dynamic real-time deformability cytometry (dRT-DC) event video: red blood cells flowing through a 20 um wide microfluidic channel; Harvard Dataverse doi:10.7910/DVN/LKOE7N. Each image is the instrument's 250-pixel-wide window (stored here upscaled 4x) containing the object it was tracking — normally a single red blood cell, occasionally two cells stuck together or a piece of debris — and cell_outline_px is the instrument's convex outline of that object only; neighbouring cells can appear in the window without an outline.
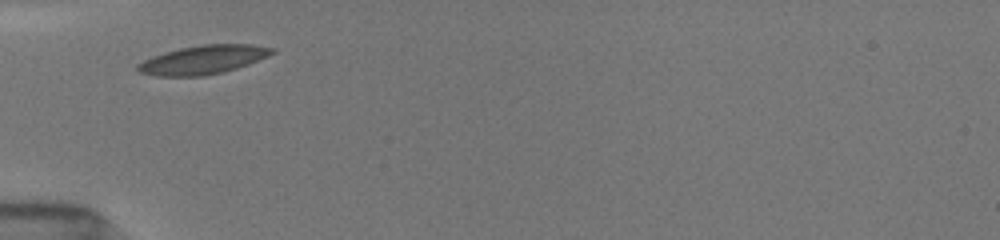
{"species": "common noctule bat (a hibernating species)", "species_latin": "Nyctalus noctula", "temperature_condition": "room temperature", "stored_images_in_passage": 50, "camera_frame_rate_fps": 3000, "um_per_image_px": 0.085, "animal": {"sex": "female", "body_mass_g": 19.5, "forearm_length_mm": 54.1}, "frame": {"image": 1, "passage_image": 1, "time_ms": 0.0, "image_size_px": [1000, 240], "cell_outline_px": [[276, 52], [268, 56], [248, 64], [224, 72], [204, 76], [156, 76], [140, 72], [136, 68], [136, 64], [152, 56], [164, 52], [180, 48], [204, 44], [248, 44], [276, 48]], "centroid_in_image_um": [17.27, 5.08], "position_along_channel_um": 67.7, "area_um2": 22.54}}
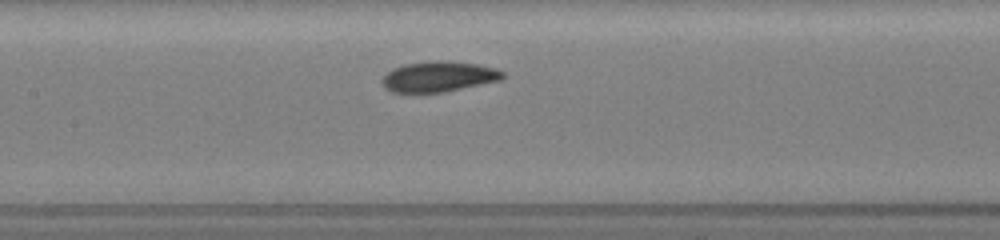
{"frame": {"image": 2, "passage_image": 15, "time_ms": 2.667, "image_size_px": [1000, 240], "cell_outline_px": [[504, 76], [500, 80], [444, 92], [392, 92], [384, 88], [380, 80], [384, 72], [392, 68], [404, 64], [432, 60], [448, 60], [476, 64], [496, 68], [504, 72]], "centroid_in_image_um": [37.22, 6.49], "position_along_channel_um": 170.2, "area_um2": 21.68}}
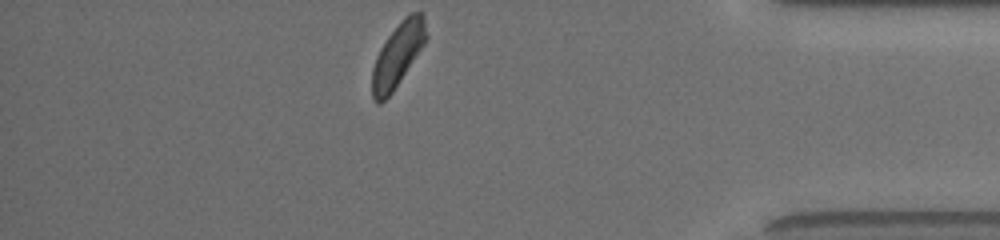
{"frame": {"image": 3, "passage_image": 49, "time_ms": 9.333, "image_size_px": [1000, 240], "cell_outline_px": [[428, 36], [424, 44], [392, 92], [380, 104], [372, 96], [372, 68], [376, 56], [380, 48], [388, 36], [400, 20], [404, 16], [412, 12], [424, 12]], "centroid_in_image_um": [33.82, 4.6], "position_along_channel_um": 401.4, "area_um2": 19.94}, "authors_computed_cell_mechanics": {"area_um2": 21.097, "velocity_mm_per_s": 3.9262, "shape_relaxation_time_tau1_ms": 2.1518, "shape_relaxation_time_tau2_ms": 7.816, "deformation_change_tau1": 0.0881, "deformation_change_tau2": 0.1498}}